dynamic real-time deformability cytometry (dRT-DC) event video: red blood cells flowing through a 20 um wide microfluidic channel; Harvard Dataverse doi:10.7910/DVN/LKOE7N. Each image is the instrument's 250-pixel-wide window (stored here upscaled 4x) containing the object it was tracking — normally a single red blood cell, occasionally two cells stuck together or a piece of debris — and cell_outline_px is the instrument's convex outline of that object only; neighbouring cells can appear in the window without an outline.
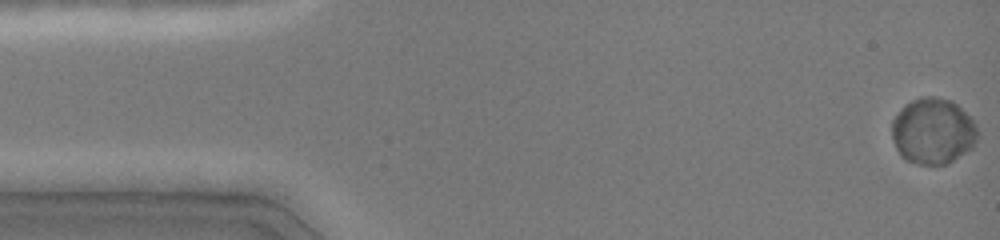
{"species": "common noctule bat (a hibernating species)", "species_latin": "Nyctalus noctula", "temperature_condition": "cold", "stored_images_in_passage": 48, "segment_of_instrument_passage": [1, 2], "camera_frame_rate_fps": 3000, "um_per_image_px": 0.085, "animal": {"sex": "female", "body_mass_g": 19.0, "forearm_length_mm": 51.5}, "frame": {"image": 1, "passage_image": 1, "time_ms": 0.0, "image_size_px": [1000, 240], "cell_outline_px": [[976, 140], [972, 148], [948, 164], [916, 164], [904, 160], [900, 156], [896, 148], [892, 136], [892, 120], [904, 104], [920, 96], [936, 96], [952, 100], [976, 124]], "centroid_in_image_um": [79.27, 11.14], "position_along_channel_um": 5.7, "area_um2": 33.12}}
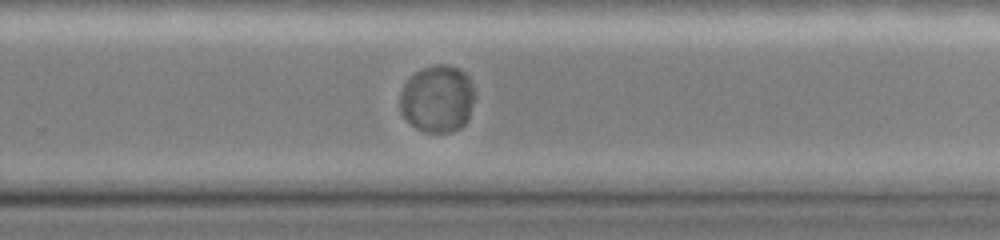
{"frame": {"image": 2, "passage_image": 32, "time_ms": 10.333, "image_size_px": [1000, 240], "cell_outline_px": [[472, 100], [468, 120], [460, 128], [448, 132], [424, 132], [416, 128], [400, 112], [400, 92], [404, 84], [416, 72], [424, 68], [436, 64], [448, 64], [460, 68], [468, 76], [472, 84]], "centroid_in_image_um": [37.16, 8.39], "position_along_channel_um": 292.6, "area_um2": 29.07}}
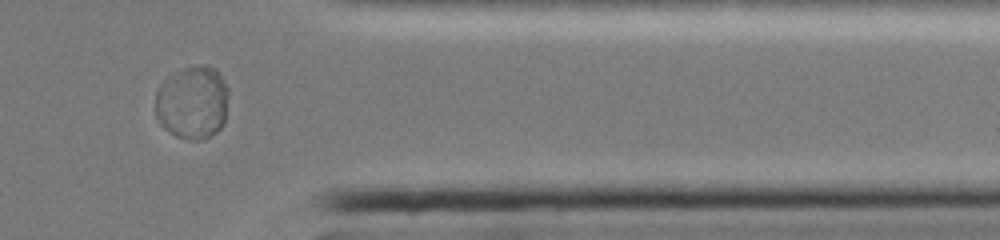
{"frame": {"image": 3, "passage_image": 40, "time_ms": 13.0, "image_size_px": [1000, 240], "cell_outline_px": [[228, 96], [224, 124], [216, 132], [204, 140], [188, 140], [176, 136], [164, 128], [160, 124], [156, 116], [156, 92], [160, 84], [172, 72], [188, 64], [196, 64], [216, 68], [220, 72], [228, 88]], "centroid_in_image_um": [16.36, 8.68], "position_along_channel_um": 395.0, "area_um2": 32.02}}